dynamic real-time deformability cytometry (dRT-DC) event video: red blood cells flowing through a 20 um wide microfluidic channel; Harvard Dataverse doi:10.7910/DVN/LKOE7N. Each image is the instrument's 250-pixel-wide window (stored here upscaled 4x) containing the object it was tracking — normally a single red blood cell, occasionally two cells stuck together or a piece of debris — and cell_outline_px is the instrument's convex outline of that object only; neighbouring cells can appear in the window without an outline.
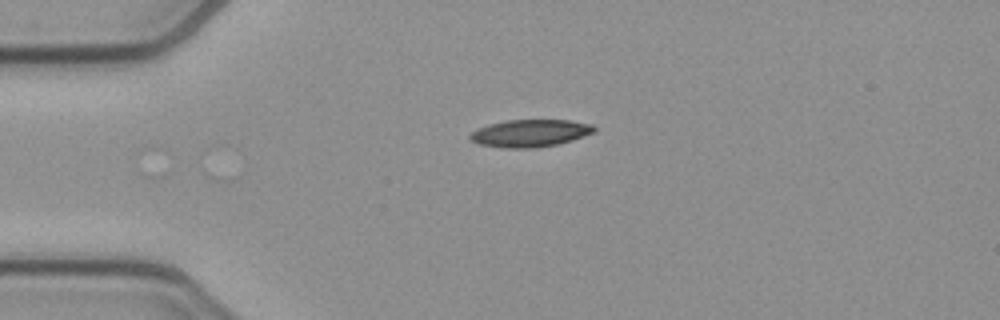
{"species": "common noctule bat (a hibernating species)", "species_latin": "Nyctalus noctula", "temperature_condition": "cold", "stored_images_in_passage": 18, "camera_frame_rate_fps": 3000, "um_per_image_px": 0.085, "animal": {"sex": "female", "body_mass_g": 21.9}, "frame": {"image": 1, "passage_image": 1, "time_ms": 0.0, "image_size_px": [1000, 320], "cell_outline_px": [[596, 132], [572, 140], [556, 144], [536, 148], [500, 148], [480, 144], [468, 140], [468, 136], [472, 132], [488, 124], [508, 120], [568, 120], [592, 124], [596, 128]], "centroid_in_image_um": [45.05, 11.33], "position_along_channel_um": 39.9, "area_um2": 19.88}}
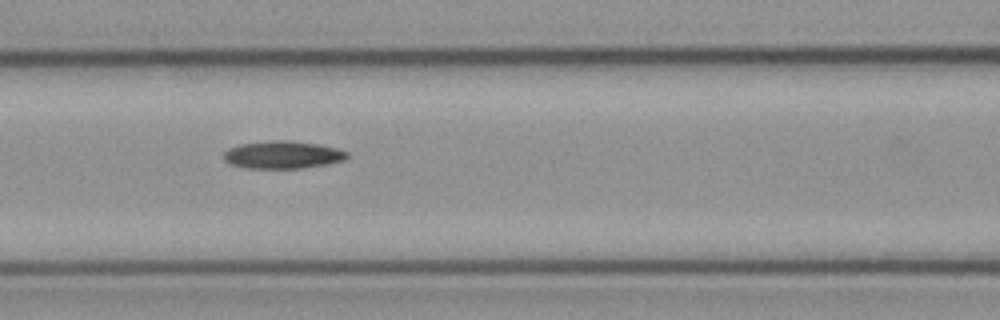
{"frame": {"image": 2, "passage_image": 11, "time_ms": 3.333, "image_size_px": [1000, 320], "cell_outline_px": [[348, 156], [344, 160], [328, 164], [304, 168], [244, 168], [228, 164], [224, 160], [224, 152], [228, 148], [240, 144], [272, 140], [292, 140], [316, 144], [336, 148], [348, 152]], "centroid_in_image_um": [24.0, 13.16], "position_along_channel_um": 142.6, "area_um2": 20.0}}
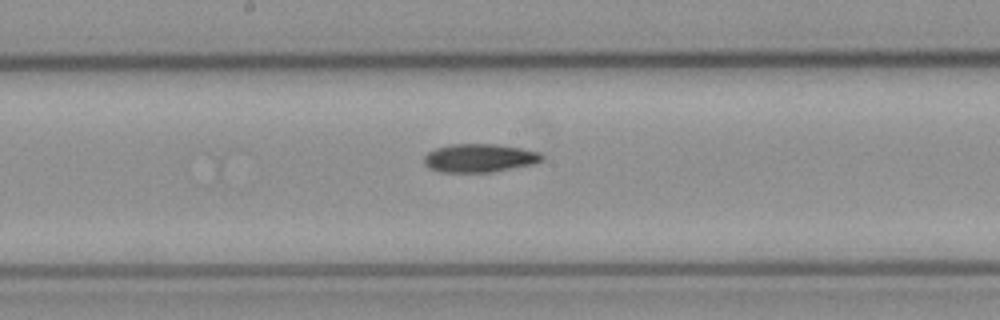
{"frame": {"image": 3, "passage_image": 16, "time_ms": 5.0, "image_size_px": [1000, 320], "cell_outline_px": [[544, 160], [536, 164], [492, 172], [440, 172], [428, 168], [424, 164], [424, 156], [428, 152], [436, 148], [452, 144], [496, 144], [520, 148], [540, 152], [544, 156]], "centroid_in_image_um": [40.78, 13.44], "position_along_channel_um": 207.4, "area_um2": 19.71}}